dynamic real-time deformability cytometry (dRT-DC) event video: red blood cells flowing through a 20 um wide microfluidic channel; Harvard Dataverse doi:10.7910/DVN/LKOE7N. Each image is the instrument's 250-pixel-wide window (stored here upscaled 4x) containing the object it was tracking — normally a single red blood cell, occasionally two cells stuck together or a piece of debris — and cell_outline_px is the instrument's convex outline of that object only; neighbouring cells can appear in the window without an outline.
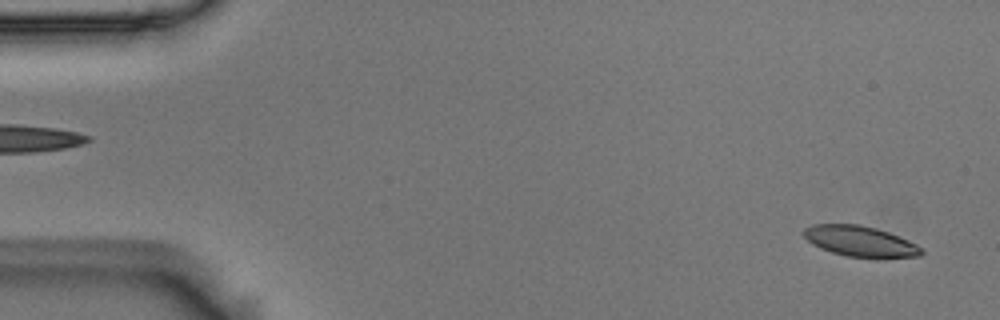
{"species": "Egyptian fruit bat (a non-hibernating species)", "species_latin": "Rousettus aegyptiacus", "temperature_condition": "room temperature", "stored_images_in_passage": 2, "segment_of_instrument_passage": [2, 2], "camera_frame_rate_fps": 3000, "um_per_image_px": 0.085, "animal": {"sex": "male"}, "frame": {"image": 1, "passage_image": 2, "time_ms": 0.333, "image_size_px": [1000, 320], "cell_outline_px": [[924, 252], [920, 256], [876, 260], [848, 256], [832, 252], [820, 248], [812, 244], [804, 236], [804, 228], [812, 224], [860, 224], [876, 228], [888, 232], [908, 240], [916, 244]], "centroid_in_image_um": [73.15, 20.54], "position_along_channel_um": 11.8, "area_um2": 21.44}}